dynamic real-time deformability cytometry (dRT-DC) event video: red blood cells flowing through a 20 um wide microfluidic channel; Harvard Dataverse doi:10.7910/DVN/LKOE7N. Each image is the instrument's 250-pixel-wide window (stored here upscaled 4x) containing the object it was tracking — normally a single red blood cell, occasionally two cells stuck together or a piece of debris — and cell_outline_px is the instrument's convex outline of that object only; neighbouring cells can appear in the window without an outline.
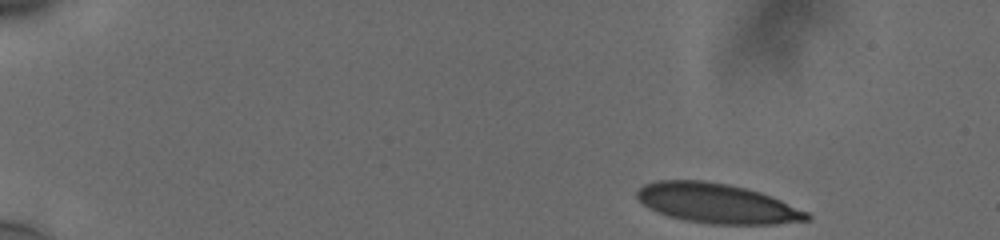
{"species": "human", "species_latin": "Homo sapiens", "temperature_condition": "cold", "stored_images_in_passage": 49, "camera_frame_rate_fps": 3000, "um_per_image_px": 0.085, "donor": {"sex": "male"}, "frame": {"image": 1, "passage_image": 1, "time_ms": 0.0, "image_size_px": [1000, 240], "cell_outline_px": [[812, 216], [808, 220], [772, 224], [712, 224], [684, 220], [668, 216], [656, 212], [644, 204], [636, 196], [636, 192], [644, 184], [656, 180], [704, 180], [728, 184], [760, 192], [772, 196], [808, 212]], "centroid_in_image_um": [60.93, 17.28], "position_along_channel_um": 24.1, "area_um2": 39.25}}
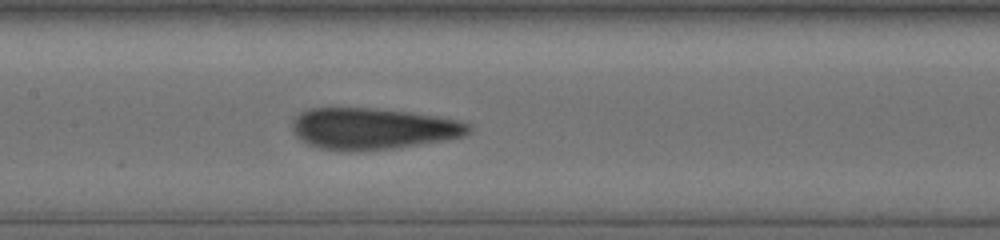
{"frame": {"image": 2, "passage_image": 23, "time_ms": 7.333, "image_size_px": [1000, 240], "cell_outline_px": [[472, 128], [464, 136], [444, 140], [396, 148], [348, 152], [320, 148], [308, 144], [296, 136], [292, 128], [292, 120], [300, 112], [308, 108], [368, 108], [408, 112], [460, 120], [472, 124]], "centroid_in_image_um": [31.67, 10.94], "position_along_channel_um": 175.7, "area_um2": 42.66}}
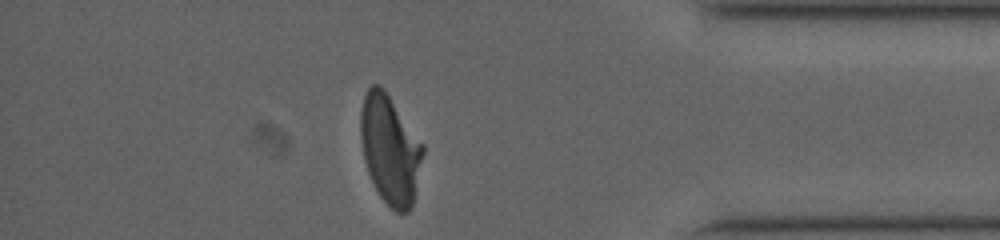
{"frame": {"image": 3, "passage_image": 43, "time_ms": 14.0, "image_size_px": [1000, 240], "cell_outline_px": [[424, 152], [412, 204], [408, 212], [396, 212], [380, 196], [368, 172], [364, 160], [360, 136], [360, 112], [364, 96], [368, 88], [372, 84], [380, 84], [384, 88], [424, 144]], "centroid_in_image_um": [33.15, 12.66], "position_along_channel_um": 402.1, "area_um2": 39.42}, "authors_computed_cell_mechanics": {"area_um2": 41.0958, "velocity_mm_per_s": 3.7608, "shape_relaxation_time_tau1_ms": 5.8103, "shape_relaxation_time_tau2_ms": 1.0062, "deformation_change_tau1": 0.1852, "deformation_change_tau2": 0.0825}}